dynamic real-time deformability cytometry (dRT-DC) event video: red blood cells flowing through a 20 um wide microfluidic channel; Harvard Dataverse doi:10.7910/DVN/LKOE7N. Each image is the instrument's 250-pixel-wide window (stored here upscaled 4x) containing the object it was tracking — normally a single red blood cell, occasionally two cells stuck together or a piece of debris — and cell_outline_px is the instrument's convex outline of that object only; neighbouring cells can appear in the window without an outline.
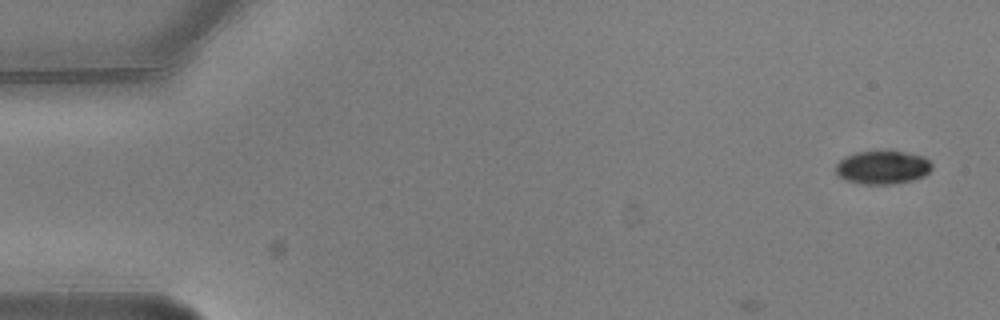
{"species": "common noctule bat (a hibernating species)", "species_latin": "Nyctalus noctula", "temperature_condition": "warm", "stored_images_in_passage": 6, "camera_frame_rate_fps": 3000, "um_per_image_px": 0.085, "animal": {"sex": "male", "body_mass_g": 20.5, "forearm_length_mm": 52.5}, "frame": {"image": 1, "passage_image": 1, "time_ms": 0.0, "image_size_px": [1000, 320], "cell_outline_px": [[932, 168], [924, 176], [912, 180], [892, 184], [860, 184], [844, 180], [836, 176], [836, 164], [844, 156], [856, 152], [904, 152], [924, 156], [932, 164]], "centroid_in_image_um": [74.98, 14.24], "position_along_channel_um": 10.0, "area_um2": 18.73}}
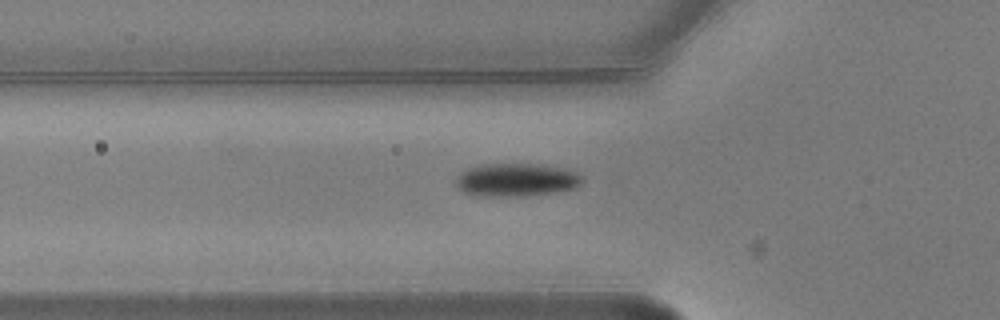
{"frame": {"image": 2, "passage_image": 5, "time_ms": 1.333, "image_size_px": [1000, 320], "cell_outline_px": [[584, 180], [576, 188], [552, 192], [524, 196], [476, 196], [464, 192], [456, 184], [456, 176], [460, 172], [468, 168], [480, 164], [536, 164], [564, 168], [576, 172]], "centroid_in_image_um": [43.86, 15.28], "position_along_channel_um": 81.9, "area_um2": 24.39}}
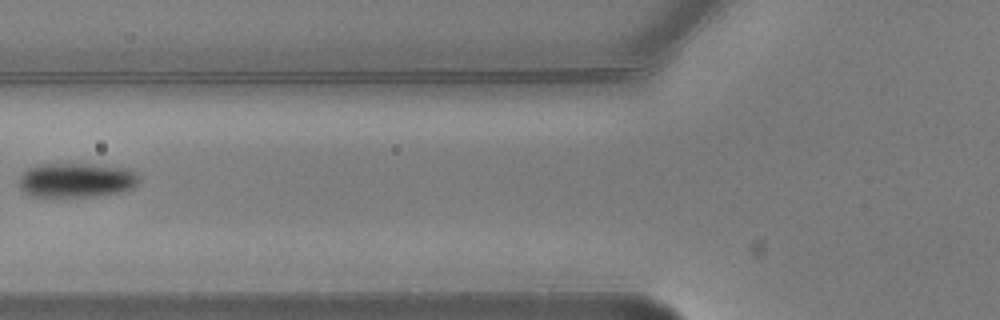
{"frame": {"image": 3, "passage_image": 6, "time_ms": 1.667, "image_size_px": [1000, 320], "cell_outline_px": [[140, 180], [132, 188], [116, 192], [92, 196], [28, 196], [20, 188], [20, 176], [28, 168], [40, 164], [92, 164], [128, 168], [136, 172]], "centroid_in_image_um": [6.48, 15.3], "position_along_channel_um": 119.3, "area_um2": 23.93}}